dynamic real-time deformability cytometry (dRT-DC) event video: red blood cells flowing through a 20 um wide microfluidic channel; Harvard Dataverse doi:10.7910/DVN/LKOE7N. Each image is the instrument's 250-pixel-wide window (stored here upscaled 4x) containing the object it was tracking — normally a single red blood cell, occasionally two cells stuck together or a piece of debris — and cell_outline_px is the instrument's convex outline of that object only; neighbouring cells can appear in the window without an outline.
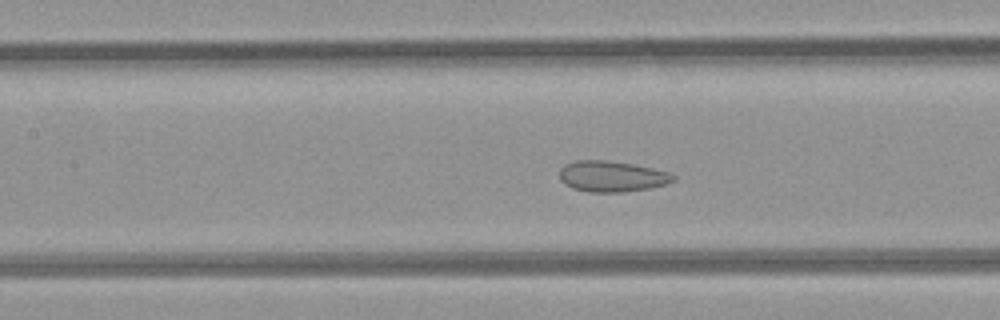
{"species": "common noctule bat (a hibernating species)", "species_latin": "Nyctalus noctula", "temperature_condition": "room temperature", "stored_images_in_passage": 49, "camera_frame_rate_fps": 3000, "um_per_image_px": 0.085, "animal": {"sex": "female", "body_mass_g": 21.9}, "frame": {"image": 1, "passage_image": 21, "time_ms": 6.667, "image_size_px": [1000, 320], "cell_outline_px": [[676, 180], [668, 184], [648, 188], [624, 192], [588, 192], [572, 188], [564, 184], [560, 180], [560, 168], [564, 164], [576, 160], [604, 160], [632, 164], [652, 168], [668, 172], [676, 176]], "centroid_in_image_um": [51.99, 14.99], "position_along_channel_um": 155.4, "area_um2": 20.58}}
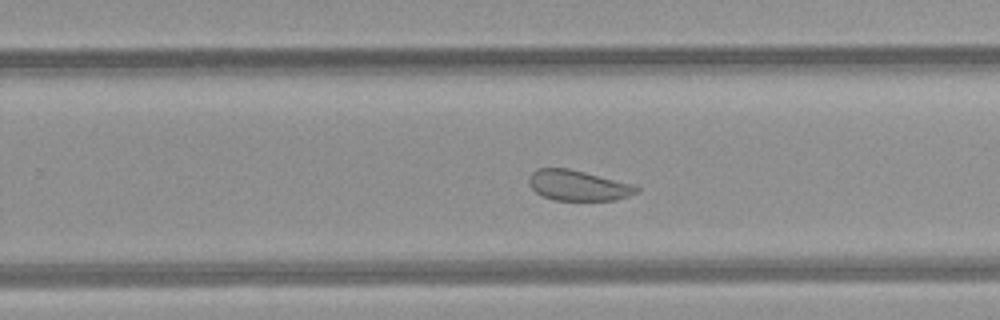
{"frame": {"image": 2, "passage_image": 30, "time_ms": 9.667, "image_size_px": [1000, 320], "cell_outline_px": [[640, 192], [616, 200], [552, 200], [536, 192], [528, 184], [528, 176], [536, 168], [568, 168], [636, 184], [640, 188]], "centroid_in_image_um": [49.16, 15.76], "position_along_channel_um": 280.6, "area_um2": 19.36}}
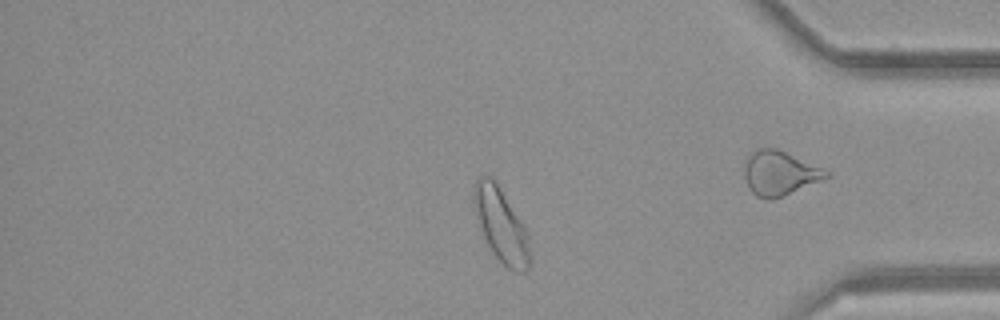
{"frame": {"image": 3, "passage_image": 40, "time_ms": 13.0, "image_size_px": [1000, 320], "cell_outline_px": [[532, 260], [528, 268], [524, 272], [516, 272], [508, 268], [492, 252], [484, 240], [472, 200], [472, 192], [476, 180], [480, 176], [488, 172], [492, 176], [528, 232], [532, 256]], "centroid_in_image_um": [42.6, 19.13], "position_along_channel_um": 392.6, "area_um2": 24.39}, "authors_computed_cell_mechanics": {"area_um2": 23.698, "velocity_mm_per_s": 4.1982, "shape_relaxation_time_tau1_ms": null, "shape_relaxation_time_tau2_ms": 1.2042, "deformation_change_tau1": null, "deformation_change_tau2": 0.0608}}